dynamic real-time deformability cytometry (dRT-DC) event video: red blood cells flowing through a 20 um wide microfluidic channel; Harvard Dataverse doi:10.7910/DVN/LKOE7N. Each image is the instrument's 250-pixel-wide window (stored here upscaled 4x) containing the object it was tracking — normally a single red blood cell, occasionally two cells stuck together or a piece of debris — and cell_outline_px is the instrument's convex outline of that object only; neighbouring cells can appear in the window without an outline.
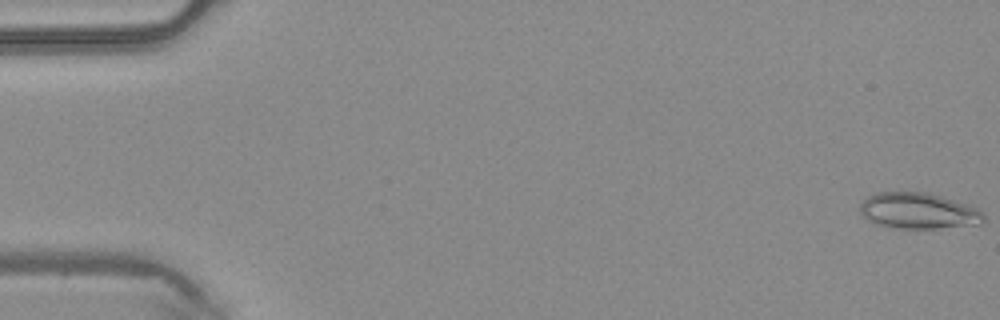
{"species": "common noctule bat (a hibernating species)", "species_latin": "Nyctalus noctula", "temperature_condition": "warm", "stored_images_in_passage": 14, "camera_frame_rate_fps": 3000, "um_per_image_px": 0.085, "animal": {"sex": "male", "body_mass_g": 20.4}, "frame": {"image": 1, "passage_image": 1, "time_ms": 0.0, "image_size_px": [1000, 320], "cell_outline_px": [[984, 220], [980, 224], [936, 228], [904, 228], [880, 224], [864, 216], [860, 212], [860, 204], [868, 196], [876, 192], [928, 192], [968, 204], [980, 208], [984, 212]], "centroid_in_image_um": [78.13, 17.9], "position_along_channel_um": 6.9, "area_um2": 25.72}}